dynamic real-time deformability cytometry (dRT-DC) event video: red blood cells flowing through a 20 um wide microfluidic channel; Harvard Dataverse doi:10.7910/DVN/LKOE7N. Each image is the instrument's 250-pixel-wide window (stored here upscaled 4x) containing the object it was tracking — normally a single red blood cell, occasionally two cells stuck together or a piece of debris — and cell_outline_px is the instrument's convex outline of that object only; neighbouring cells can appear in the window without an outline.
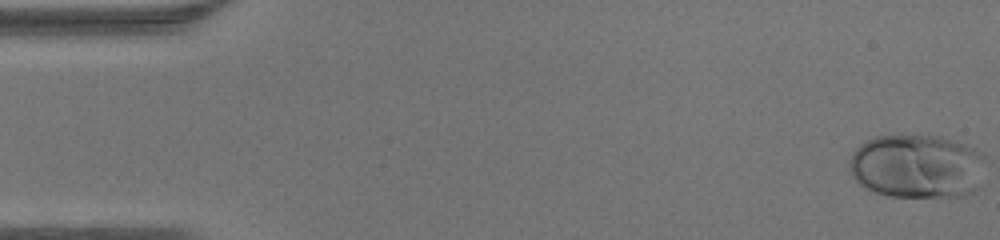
{"species": "human", "species_latin": "Homo sapiens", "temperature_condition": "warm", "stored_images_in_passage": 46, "camera_frame_rate_fps": 3000, "um_per_image_px": 0.085, "donor": {"sex": "male"}, "frame": {"image": 1, "passage_image": 1, "time_ms": 0.0, "image_size_px": [1000, 240], "cell_outline_px": [[984, 160], [980, 188], [976, 192], [964, 196], [888, 196], [864, 188], [852, 176], [848, 164], [848, 160], [852, 152], [864, 140], [876, 136], [940, 136], [956, 140], [972, 148], [984, 156]], "centroid_in_image_um": [77.94, 14.14], "position_along_channel_um": 7.1, "area_um2": 51.15}}
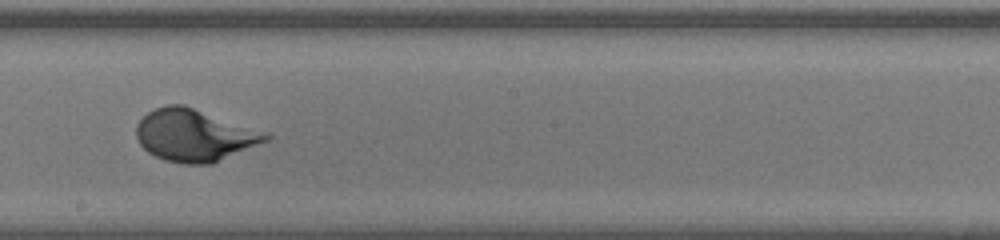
{"frame": {"image": 2, "passage_image": 26, "time_ms": 8.333, "image_size_px": [1000, 240], "cell_outline_px": [[272, 136], [268, 140], [212, 164], [184, 164], [164, 160], [148, 152], [140, 144], [136, 136], [136, 124], [148, 112], [156, 108], [168, 104], [184, 104], [268, 132]], "centroid_in_image_um": [16.53, 11.49], "position_along_channel_um": 231.7, "area_um2": 39.42}}
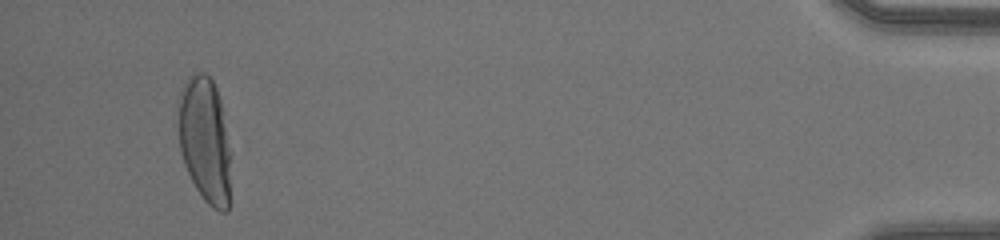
{"frame": {"image": 3, "passage_image": 44, "time_ms": 14.333, "image_size_px": [1000, 240], "cell_outline_px": [[228, 212], [220, 212], [212, 208], [204, 200], [196, 188], [184, 164], [180, 152], [180, 88], [192, 72], [204, 72], [212, 80], [216, 88], [220, 100], [228, 152]], "centroid_in_image_um": [17.38, 11.89], "position_along_channel_um": 417.8, "area_um2": 37.22}}